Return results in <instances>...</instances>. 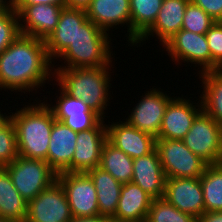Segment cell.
I'll list each match as a JSON object with an SVG mask.
<instances>
[{"label": "cell", "mask_w": 222, "mask_h": 222, "mask_svg": "<svg viewBox=\"0 0 222 222\" xmlns=\"http://www.w3.org/2000/svg\"><path fill=\"white\" fill-rule=\"evenodd\" d=\"M91 0H65V7L85 10Z\"/></svg>", "instance_id": "obj_39"}, {"label": "cell", "mask_w": 222, "mask_h": 222, "mask_svg": "<svg viewBox=\"0 0 222 222\" xmlns=\"http://www.w3.org/2000/svg\"><path fill=\"white\" fill-rule=\"evenodd\" d=\"M200 182L205 212L222 211V163L208 165Z\"/></svg>", "instance_id": "obj_29"}, {"label": "cell", "mask_w": 222, "mask_h": 222, "mask_svg": "<svg viewBox=\"0 0 222 222\" xmlns=\"http://www.w3.org/2000/svg\"><path fill=\"white\" fill-rule=\"evenodd\" d=\"M152 88L138 101L132 108L131 114L126 118V122L136 129L158 138L162 119L164 117L167 104L172 99L167 93Z\"/></svg>", "instance_id": "obj_11"}, {"label": "cell", "mask_w": 222, "mask_h": 222, "mask_svg": "<svg viewBox=\"0 0 222 222\" xmlns=\"http://www.w3.org/2000/svg\"><path fill=\"white\" fill-rule=\"evenodd\" d=\"M215 21H222V0H190Z\"/></svg>", "instance_id": "obj_35"}, {"label": "cell", "mask_w": 222, "mask_h": 222, "mask_svg": "<svg viewBox=\"0 0 222 222\" xmlns=\"http://www.w3.org/2000/svg\"><path fill=\"white\" fill-rule=\"evenodd\" d=\"M199 74L204 88L200 95L202 110L222 126V69Z\"/></svg>", "instance_id": "obj_26"}, {"label": "cell", "mask_w": 222, "mask_h": 222, "mask_svg": "<svg viewBox=\"0 0 222 222\" xmlns=\"http://www.w3.org/2000/svg\"><path fill=\"white\" fill-rule=\"evenodd\" d=\"M35 4H54L65 6V0H15L14 10L19 13L25 6Z\"/></svg>", "instance_id": "obj_36"}, {"label": "cell", "mask_w": 222, "mask_h": 222, "mask_svg": "<svg viewBox=\"0 0 222 222\" xmlns=\"http://www.w3.org/2000/svg\"><path fill=\"white\" fill-rule=\"evenodd\" d=\"M77 132L63 122L54 120L47 153V163L58 174L71 173V161L76 147Z\"/></svg>", "instance_id": "obj_20"}, {"label": "cell", "mask_w": 222, "mask_h": 222, "mask_svg": "<svg viewBox=\"0 0 222 222\" xmlns=\"http://www.w3.org/2000/svg\"><path fill=\"white\" fill-rule=\"evenodd\" d=\"M86 174L96 188L99 215L112 219L115 216L123 184L99 166Z\"/></svg>", "instance_id": "obj_24"}, {"label": "cell", "mask_w": 222, "mask_h": 222, "mask_svg": "<svg viewBox=\"0 0 222 222\" xmlns=\"http://www.w3.org/2000/svg\"><path fill=\"white\" fill-rule=\"evenodd\" d=\"M111 66L84 68H55L54 78L71 97L81 99L102 119L109 104ZM110 69V70H109Z\"/></svg>", "instance_id": "obj_3"}, {"label": "cell", "mask_w": 222, "mask_h": 222, "mask_svg": "<svg viewBox=\"0 0 222 222\" xmlns=\"http://www.w3.org/2000/svg\"><path fill=\"white\" fill-rule=\"evenodd\" d=\"M212 57V71L222 69V22L216 21L206 32Z\"/></svg>", "instance_id": "obj_34"}, {"label": "cell", "mask_w": 222, "mask_h": 222, "mask_svg": "<svg viewBox=\"0 0 222 222\" xmlns=\"http://www.w3.org/2000/svg\"><path fill=\"white\" fill-rule=\"evenodd\" d=\"M64 7L54 4L25 6L18 13L20 33L45 41L55 30Z\"/></svg>", "instance_id": "obj_16"}, {"label": "cell", "mask_w": 222, "mask_h": 222, "mask_svg": "<svg viewBox=\"0 0 222 222\" xmlns=\"http://www.w3.org/2000/svg\"><path fill=\"white\" fill-rule=\"evenodd\" d=\"M0 222H11V221L0 214Z\"/></svg>", "instance_id": "obj_42"}, {"label": "cell", "mask_w": 222, "mask_h": 222, "mask_svg": "<svg viewBox=\"0 0 222 222\" xmlns=\"http://www.w3.org/2000/svg\"><path fill=\"white\" fill-rule=\"evenodd\" d=\"M88 19L85 10L64 7L55 30L45 40L51 61L58 57L75 41L79 27ZM54 59V60H53Z\"/></svg>", "instance_id": "obj_18"}, {"label": "cell", "mask_w": 222, "mask_h": 222, "mask_svg": "<svg viewBox=\"0 0 222 222\" xmlns=\"http://www.w3.org/2000/svg\"><path fill=\"white\" fill-rule=\"evenodd\" d=\"M72 218L64 189L56 180L28 202L25 222H69Z\"/></svg>", "instance_id": "obj_10"}, {"label": "cell", "mask_w": 222, "mask_h": 222, "mask_svg": "<svg viewBox=\"0 0 222 222\" xmlns=\"http://www.w3.org/2000/svg\"><path fill=\"white\" fill-rule=\"evenodd\" d=\"M163 198L181 212L197 219L205 212L200 177L166 178Z\"/></svg>", "instance_id": "obj_13"}, {"label": "cell", "mask_w": 222, "mask_h": 222, "mask_svg": "<svg viewBox=\"0 0 222 222\" xmlns=\"http://www.w3.org/2000/svg\"><path fill=\"white\" fill-rule=\"evenodd\" d=\"M108 35L106 31L87 19L79 27L75 41L58 57L64 60L66 66L57 68L110 66L113 57Z\"/></svg>", "instance_id": "obj_4"}, {"label": "cell", "mask_w": 222, "mask_h": 222, "mask_svg": "<svg viewBox=\"0 0 222 222\" xmlns=\"http://www.w3.org/2000/svg\"><path fill=\"white\" fill-rule=\"evenodd\" d=\"M20 34L18 13L14 9L0 13V54Z\"/></svg>", "instance_id": "obj_33"}, {"label": "cell", "mask_w": 222, "mask_h": 222, "mask_svg": "<svg viewBox=\"0 0 222 222\" xmlns=\"http://www.w3.org/2000/svg\"><path fill=\"white\" fill-rule=\"evenodd\" d=\"M101 119L93 128L77 132L71 173H86L99 166L102 147L107 141V128Z\"/></svg>", "instance_id": "obj_12"}, {"label": "cell", "mask_w": 222, "mask_h": 222, "mask_svg": "<svg viewBox=\"0 0 222 222\" xmlns=\"http://www.w3.org/2000/svg\"><path fill=\"white\" fill-rule=\"evenodd\" d=\"M199 101L196 105L190 99H184L183 95L181 98H172L167 104L157 139L182 140L192 127L196 116L202 111L201 100Z\"/></svg>", "instance_id": "obj_14"}, {"label": "cell", "mask_w": 222, "mask_h": 222, "mask_svg": "<svg viewBox=\"0 0 222 222\" xmlns=\"http://www.w3.org/2000/svg\"><path fill=\"white\" fill-rule=\"evenodd\" d=\"M163 0H130L131 11V45L155 22Z\"/></svg>", "instance_id": "obj_28"}, {"label": "cell", "mask_w": 222, "mask_h": 222, "mask_svg": "<svg viewBox=\"0 0 222 222\" xmlns=\"http://www.w3.org/2000/svg\"><path fill=\"white\" fill-rule=\"evenodd\" d=\"M22 198L29 202L57 180V173L46 161L18 155L5 166Z\"/></svg>", "instance_id": "obj_5"}, {"label": "cell", "mask_w": 222, "mask_h": 222, "mask_svg": "<svg viewBox=\"0 0 222 222\" xmlns=\"http://www.w3.org/2000/svg\"><path fill=\"white\" fill-rule=\"evenodd\" d=\"M106 128L107 140L133 159L145 156L156 148V138L126 121L113 122L106 125Z\"/></svg>", "instance_id": "obj_15"}, {"label": "cell", "mask_w": 222, "mask_h": 222, "mask_svg": "<svg viewBox=\"0 0 222 222\" xmlns=\"http://www.w3.org/2000/svg\"><path fill=\"white\" fill-rule=\"evenodd\" d=\"M51 64L44 40L20 34L0 54V89L21 93L37 90L54 77Z\"/></svg>", "instance_id": "obj_1"}, {"label": "cell", "mask_w": 222, "mask_h": 222, "mask_svg": "<svg viewBox=\"0 0 222 222\" xmlns=\"http://www.w3.org/2000/svg\"><path fill=\"white\" fill-rule=\"evenodd\" d=\"M10 115L16 129L18 153L22 157L47 162L54 114L48 103L37 101ZM39 103V104H38Z\"/></svg>", "instance_id": "obj_2"}, {"label": "cell", "mask_w": 222, "mask_h": 222, "mask_svg": "<svg viewBox=\"0 0 222 222\" xmlns=\"http://www.w3.org/2000/svg\"><path fill=\"white\" fill-rule=\"evenodd\" d=\"M9 118L10 115H4L3 113L1 114L0 111V126H2Z\"/></svg>", "instance_id": "obj_41"}, {"label": "cell", "mask_w": 222, "mask_h": 222, "mask_svg": "<svg viewBox=\"0 0 222 222\" xmlns=\"http://www.w3.org/2000/svg\"><path fill=\"white\" fill-rule=\"evenodd\" d=\"M69 222H113L111 219L98 215L95 217H78L72 218Z\"/></svg>", "instance_id": "obj_38"}, {"label": "cell", "mask_w": 222, "mask_h": 222, "mask_svg": "<svg viewBox=\"0 0 222 222\" xmlns=\"http://www.w3.org/2000/svg\"><path fill=\"white\" fill-rule=\"evenodd\" d=\"M198 222H222V211L204 212Z\"/></svg>", "instance_id": "obj_37"}, {"label": "cell", "mask_w": 222, "mask_h": 222, "mask_svg": "<svg viewBox=\"0 0 222 222\" xmlns=\"http://www.w3.org/2000/svg\"><path fill=\"white\" fill-rule=\"evenodd\" d=\"M156 149L166 178H197L209 165L182 140L156 139Z\"/></svg>", "instance_id": "obj_6"}, {"label": "cell", "mask_w": 222, "mask_h": 222, "mask_svg": "<svg viewBox=\"0 0 222 222\" xmlns=\"http://www.w3.org/2000/svg\"><path fill=\"white\" fill-rule=\"evenodd\" d=\"M57 181L64 189L72 217L99 215L97 191L86 173L61 172L57 174Z\"/></svg>", "instance_id": "obj_8"}, {"label": "cell", "mask_w": 222, "mask_h": 222, "mask_svg": "<svg viewBox=\"0 0 222 222\" xmlns=\"http://www.w3.org/2000/svg\"><path fill=\"white\" fill-rule=\"evenodd\" d=\"M145 222H198V219L181 212L164 198H157L153 199Z\"/></svg>", "instance_id": "obj_30"}, {"label": "cell", "mask_w": 222, "mask_h": 222, "mask_svg": "<svg viewBox=\"0 0 222 222\" xmlns=\"http://www.w3.org/2000/svg\"><path fill=\"white\" fill-rule=\"evenodd\" d=\"M26 202L13 185L8 170L0 167V214L11 222H25Z\"/></svg>", "instance_id": "obj_25"}, {"label": "cell", "mask_w": 222, "mask_h": 222, "mask_svg": "<svg viewBox=\"0 0 222 222\" xmlns=\"http://www.w3.org/2000/svg\"><path fill=\"white\" fill-rule=\"evenodd\" d=\"M153 197L133 182L121 188L113 222H145Z\"/></svg>", "instance_id": "obj_23"}, {"label": "cell", "mask_w": 222, "mask_h": 222, "mask_svg": "<svg viewBox=\"0 0 222 222\" xmlns=\"http://www.w3.org/2000/svg\"><path fill=\"white\" fill-rule=\"evenodd\" d=\"M60 96L55 106L50 105L55 120L63 122L73 131L81 132L93 128L102 118L81 99L68 95L59 86Z\"/></svg>", "instance_id": "obj_17"}, {"label": "cell", "mask_w": 222, "mask_h": 222, "mask_svg": "<svg viewBox=\"0 0 222 222\" xmlns=\"http://www.w3.org/2000/svg\"><path fill=\"white\" fill-rule=\"evenodd\" d=\"M99 167L122 184L132 180L133 158L116 148L108 140L102 147Z\"/></svg>", "instance_id": "obj_27"}, {"label": "cell", "mask_w": 222, "mask_h": 222, "mask_svg": "<svg viewBox=\"0 0 222 222\" xmlns=\"http://www.w3.org/2000/svg\"><path fill=\"white\" fill-rule=\"evenodd\" d=\"M182 141L209 165L222 163V126L203 110Z\"/></svg>", "instance_id": "obj_7"}, {"label": "cell", "mask_w": 222, "mask_h": 222, "mask_svg": "<svg viewBox=\"0 0 222 222\" xmlns=\"http://www.w3.org/2000/svg\"><path fill=\"white\" fill-rule=\"evenodd\" d=\"M190 0H163L158 16L153 25L137 40L135 47L141 41L154 36L164 45L171 37L179 32L183 25V17Z\"/></svg>", "instance_id": "obj_22"}, {"label": "cell", "mask_w": 222, "mask_h": 222, "mask_svg": "<svg viewBox=\"0 0 222 222\" xmlns=\"http://www.w3.org/2000/svg\"><path fill=\"white\" fill-rule=\"evenodd\" d=\"M163 47L177 65L180 64V61L190 62L201 66L202 70L199 73L212 71V57L205 34L181 29Z\"/></svg>", "instance_id": "obj_9"}, {"label": "cell", "mask_w": 222, "mask_h": 222, "mask_svg": "<svg viewBox=\"0 0 222 222\" xmlns=\"http://www.w3.org/2000/svg\"><path fill=\"white\" fill-rule=\"evenodd\" d=\"M85 12L88 19L104 31L119 24L128 25L127 41L131 44L130 0H91Z\"/></svg>", "instance_id": "obj_19"}, {"label": "cell", "mask_w": 222, "mask_h": 222, "mask_svg": "<svg viewBox=\"0 0 222 222\" xmlns=\"http://www.w3.org/2000/svg\"><path fill=\"white\" fill-rule=\"evenodd\" d=\"M18 155L16 129L9 118L0 126V167L9 165Z\"/></svg>", "instance_id": "obj_32"}, {"label": "cell", "mask_w": 222, "mask_h": 222, "mask_svg": "<svg viewBox=\"0 0 222 222\" xmlns=\"http://www.w3.org/2000/svg\"><path fill=\"white\" fill-rule=\"evenodd\" d=\"M215 22L202 8L189 1L181 29L197 34H206Z\"/></svg>", "instance_id": "obj_31"}, {"label": "cell", "mask_w": 222, "mask_h": 222, "mask_svg": "<svg viewBox=\"0 0 222 222\" xmlns=\"http://www.w3.org/2000/svg\"><path fill=\"white\" fill-rule=\"evenodd\" d=\"M7 1V2H6ZM15 0H0V13L13 9Z\"/></svg>", "instance_id": "obj_40"}, {"label": "cell", "mask_w": 222, "mask_h": 222, "mask_svg": "<svg viewBox=\"0 0 222 222\" xmlns=\"http://www.w3.org/2000/svg\"><path fill=\"white\" fill-rule=\"evenodd\" d=\"M131 182L138 185L154 199L163 198L166 176L156 148L145 156L133 159Z\"/></svg>", "instance_id": "obj_21"}]
</instances>
